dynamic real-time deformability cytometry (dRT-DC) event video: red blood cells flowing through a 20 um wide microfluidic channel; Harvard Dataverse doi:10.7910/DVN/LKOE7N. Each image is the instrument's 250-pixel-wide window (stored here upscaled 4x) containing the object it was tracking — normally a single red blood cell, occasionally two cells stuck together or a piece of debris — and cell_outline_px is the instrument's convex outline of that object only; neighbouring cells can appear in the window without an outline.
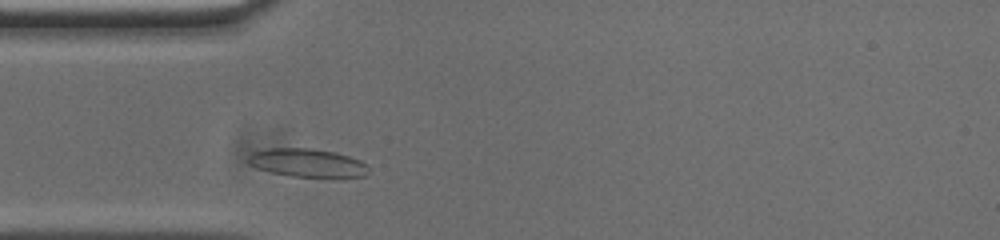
{"species": "common noctule bat (a hibernating species)", "species_latin": "Nyctalus noctula", "temperature_condition": "cold", "stored_images_in_passage": 38, "camera_frame_rate_fps": 3000, "um_per_image_px": 0.085, "animal": {"sex": "male", "body_mass_g": 20.0, "forearm_length_mm": 53.3}, "frame": {"image": 1, "passage_image": 4, "time_ms": 1.0, "image_size_px": [1000, 240], "cell_outline_px": [[368, 168], [364, 176], [292, 176], [272, 172], [256, 168], [248, 164], [248, 156], [252, 152], [268, 148], [312, 148], [336, 152], [360, 160]], "centroid_in_image_um": [26.05, 13.81], "position_along_channel_um": 59.0, "area_um2": 19.54}}
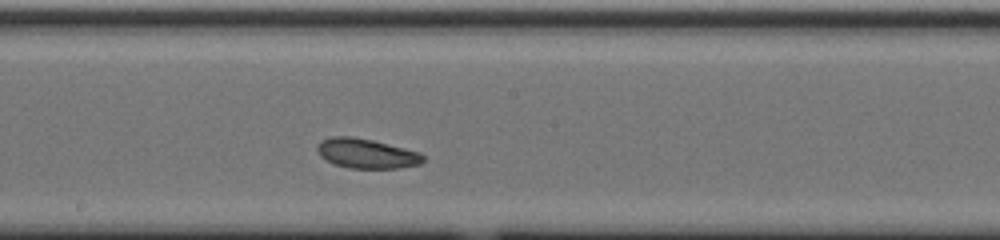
{"frame": {"image": 2, "passage_image": 17, "time_ms": 5.333, "image_size_px": [1000, 240], "cell_outline_px": [[424, 160], [420, 164], [400, 168], [348, 168], [336, 164], [320, 156], [316, 148], [316, 144], [320, 140], [332, 136], [352, 136], [372, 140], [420, 152], [424, 156]], "centroid_in_image_um": [31.14, 13.04], "position_along_channel_um": 217.1, "area_um2": 18.32}}
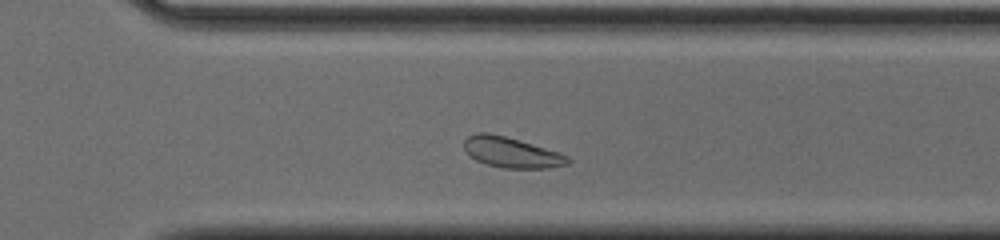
{"frame": {"image": 3, "passage_image": 26, "time_ms": 8.333, "image_size_px": [1000, 240], "cell_outline_px": [[572, 160], [568, 164], [552, 168], [504, 168], [488, 164], [476, 160], [464, 148], [464, 140], [468, 136], [476, 132], [484, 132], [504, 136], [520, 140], [560, 152], [568, 156]], "centroid_in_image_um": [43.52, 12.95], "position_along_channel_um": 327.1, "area_um2": 18.38}, "authors_computed_cell_mechanics": {"area_um2": 18.5827, "velocity_mm_per_s": 3.6726, "shape_relaxation_time_tau1_ms": 6.6623, "shape_relaxation_time_tau2_ms": 2.7199, "deformation_change_tau1": 0.0855, "deformation_change_tau2": 0.0725}}